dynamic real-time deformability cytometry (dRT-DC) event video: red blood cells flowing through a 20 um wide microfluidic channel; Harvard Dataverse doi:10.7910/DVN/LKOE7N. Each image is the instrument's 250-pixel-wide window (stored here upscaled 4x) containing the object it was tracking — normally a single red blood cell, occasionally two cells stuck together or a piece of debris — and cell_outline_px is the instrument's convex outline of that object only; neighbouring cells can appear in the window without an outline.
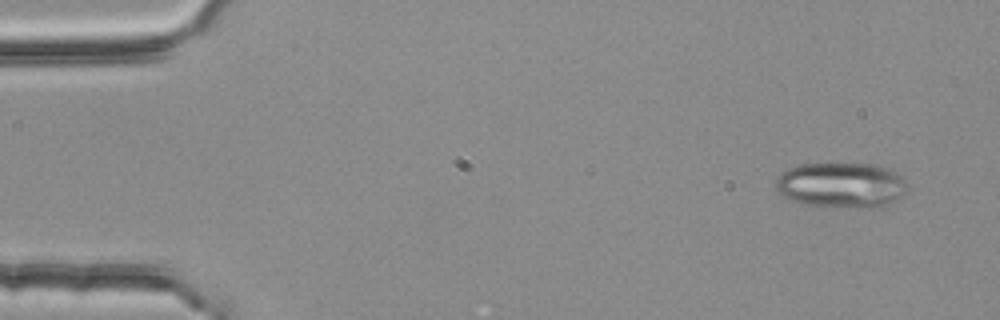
{"species": "common noctule bat (a hibernating species)", "species_latin": "Nyctalus noctula", "temperature_condition": "room temperature", "stored_images_in_passage": 6, "camera_frame_rate_fps": 3000, "um_per_image_px": 0.085, "animal": {"sex": "female", "body_mass_g": 25.1}, "frame": {"image": 1, "passage_image": 1, "time_ms": 0.0, "image_size_px": [1000, 320], "cell_outline_px": [[908, 184], [904, 192], [896, 200], [884, 208], [820, 208], [800, 204], [788, 200], [776, 188], [776, 176], [780, 172], [788, 168], [800, 164], [876, 164], [896, 172]], "centroid_in_image_um": [71.48, 15.78], "position_along_channel_um": 13.5, "area_um2": 35.72}}
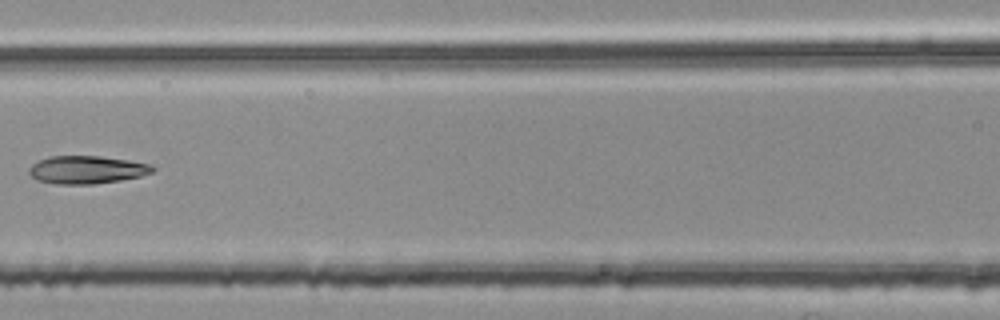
{"frame": {"image": 2, "passage_image": 6, "time_ms": 1.667, "image_size_px": [1000, 320], "cell_outline_px": [[156, 168], [152, 172], [140, 176], [120, 180], [92, 184], [56, 184], [40, 180], [32, 176], [28, 172], [28, 168], [32, 164], [40, 160], [52, 156], [100, 156], [128, 160], [152, 164]], "centroid_in_image_um": [7.4, 14.42], "position_along_channel_um": 159.2, "area_um2": 19.94}}